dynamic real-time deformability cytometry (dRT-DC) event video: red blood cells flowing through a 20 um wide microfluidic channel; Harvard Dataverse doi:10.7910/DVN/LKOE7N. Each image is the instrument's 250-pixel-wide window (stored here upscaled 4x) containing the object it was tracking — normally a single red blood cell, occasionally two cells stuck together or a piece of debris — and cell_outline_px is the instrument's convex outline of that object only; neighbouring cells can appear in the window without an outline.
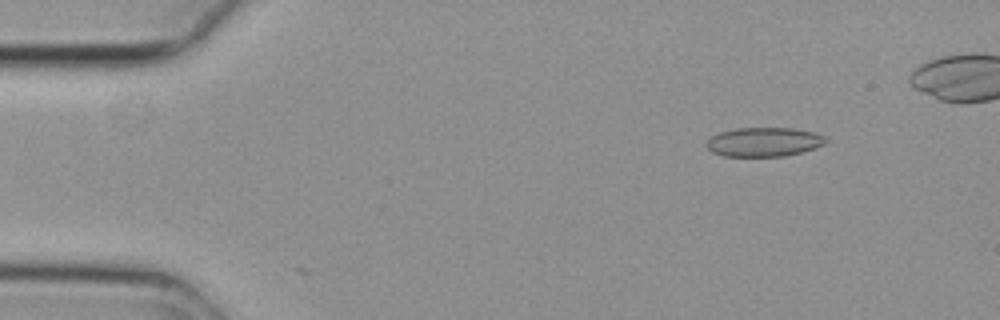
{"species": "common noctule bat (a hibernating species)", "species_latin": "Nyctalus noctula", "temperature_condition": "cold", "stored_images_in_passage": 8, "camera_frame_rate_fps": 3000, "um_per_image_px": 0.085, "animal": {"sex": "female", "body_mass_g": 29.2, "forearm_length_mm": 56.3}, "frame": {"image": 1, "passage_image": 7, "time_ms": 2.0, "image_size_px": [1000, 320], "cell_outline_px": [[828, 140], [824, 144], [800, 152], [784, 156], [724, 156], [712, 152], [704, 144], [712, 136], [720, 132], [736, 128], [792, 128], [812, 132], [824, 136]], "centroid_in_image_um": [64.9, 12.06], "position_along_channel_um": 20.1, "area_um2": 20.06}}